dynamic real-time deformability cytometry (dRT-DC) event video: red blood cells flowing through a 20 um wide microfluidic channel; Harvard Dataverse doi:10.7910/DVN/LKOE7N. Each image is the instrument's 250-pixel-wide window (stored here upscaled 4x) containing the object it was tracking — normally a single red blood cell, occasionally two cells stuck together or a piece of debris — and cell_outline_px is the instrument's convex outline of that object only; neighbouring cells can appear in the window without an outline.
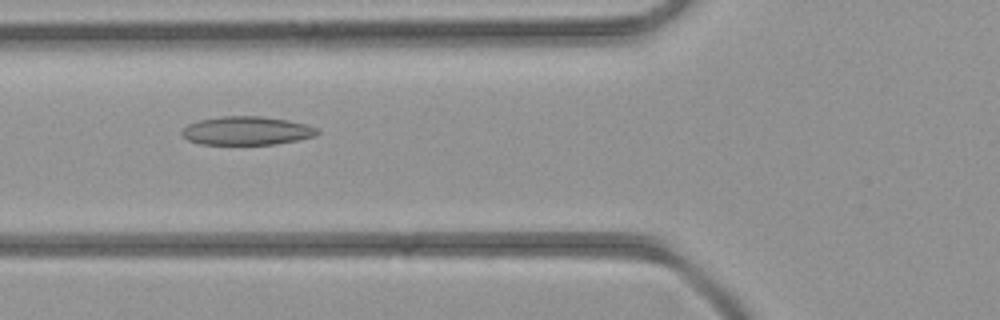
{"species": "common noctule bat (a hibernating species)", "species_latin": "Nyctalus noctula", "temperature_condition": "room temperature", "stored_images_in_passage": 44, "camera_frame_rate_fps": 3000, "um_per_image_px": 0.085, "animal": {"sex": "female", "body_mass_g": 21.9}, "frame": {"image": 1, "passage_image": 17, "time_ms": 5.333, "image_size_px": [1000, 320], "cell_outline_px": [[320, 132], [316, 136], [276, 144], [200, 144], [188, 140], [180, 132], [188, 124], [200, 120], [224, 116], [260, 116], [288, 120], [304, 124], [316, 128]], "centroid_in_image_um": [20.97, 11.11], "position_along_channel_um": 104.8, "area_um2": 22.31}}
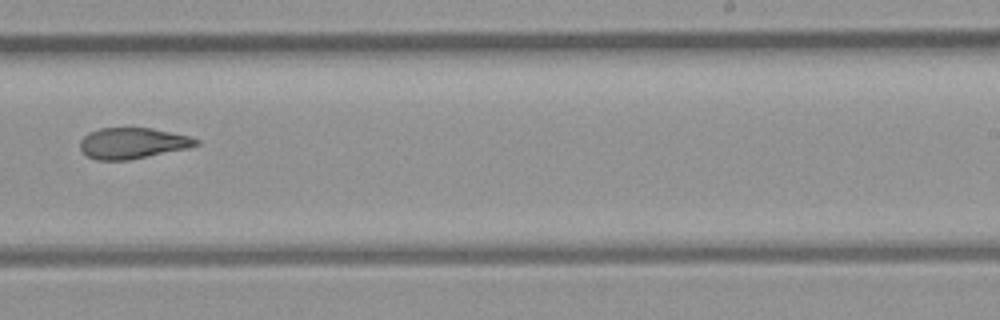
{"frame": {"image": 2, "passage_image": 28, "time_ms": 9.0, "image_size_px": [1000, 320], "cell_outline_px": [[200, 144], [188, 148], [128, 160], [96, 160], [88, 156], [80, 148], [80, 140], [88, 132], [100, 128], [152, 128], [188, 136], [200, 140]], "centroid_in_image_um": [11.26, 12.17], "position_along_channel_um": 277.7, "area_um2": 20.81}}
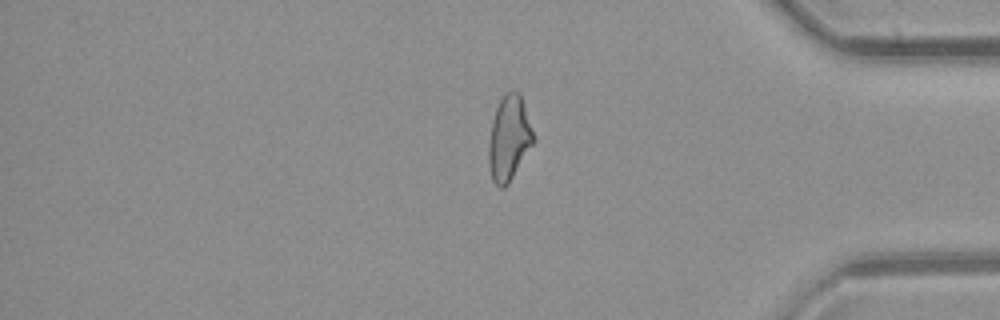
{"frame": {"image": 3, "passage_image": 37, "time_ms": 12.0, "image_size_px": [1000, 320], "cell_outline_px": [[536, 140], [508, 184], [504, 188], [500, 188], [492, 180], [488, 164], [488, 148], [492, 120], [496, 108], [504, 92], [512, 88], [520, 92]], "centroid_in_image_um": [43.27, 11.72], "position_along_channel_um": 391.9, "area_um2": 22.43}}